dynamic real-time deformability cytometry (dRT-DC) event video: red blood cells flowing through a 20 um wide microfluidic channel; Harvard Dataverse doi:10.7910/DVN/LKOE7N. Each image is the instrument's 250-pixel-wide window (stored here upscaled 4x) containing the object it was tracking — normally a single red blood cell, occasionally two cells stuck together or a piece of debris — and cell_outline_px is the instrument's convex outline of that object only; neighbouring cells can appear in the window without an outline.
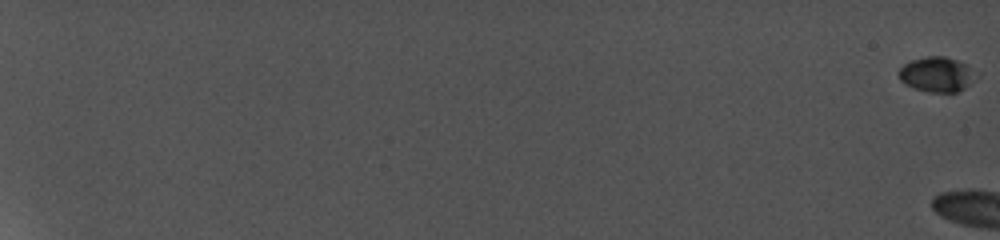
{"species": "common noctule bat (a hibernating species)", "species_latin": "Nyctalus noctula", "temperature_condition": "cold", "stored_images_in_passage": 7, "camera_frame_rate_fps": 5000, "um_per_image_px": 0.085, "animal": {"sex": "female", "body_mass_g": 19.0, "forearm_length_mm": 56.7}, "frame": {"image": 1, "passage_image": 1, "time_ms": 0.0, "image_size_px": [1000, 240], "cell_outline_px": [[980, 76], [964, 88], [956, 92], [928, 92], [912, 88], [904, 84], [900, 80], [896, 72], [904, 64], [912, 60], [924, 56], [944, 56], [956, 60], [980, 72]], "centroid_in_image_um": [79.64, 6.33], "position_along_channel_um": 5.4, "area_um2": 16.13}}